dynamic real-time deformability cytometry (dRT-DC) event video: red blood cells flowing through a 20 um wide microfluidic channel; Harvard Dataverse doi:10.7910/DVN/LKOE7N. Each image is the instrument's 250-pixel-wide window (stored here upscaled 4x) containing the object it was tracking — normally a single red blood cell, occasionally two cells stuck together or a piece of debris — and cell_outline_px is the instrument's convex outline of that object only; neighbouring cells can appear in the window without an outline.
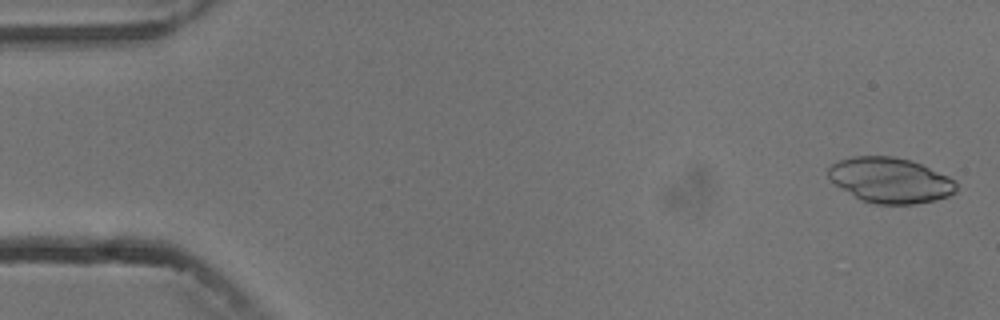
{"species": "common noctule bat (a hibernating species)", "species_latin": "Nyctalus noctula", "temperature_condition": "cold", "stored_images_in_passage": 6, "camera_frame_rate_fps": 3000, "um_per_image_px": 0.085, "animal": {"sex": "male", "body_mass_g": 13.3}, "frame": {"image": 1, "passage_image": 6, "time_ms": 7.0, "image_size_px": [1000, 320], "cell_outline_px": [[956, 192], [948, 196], [936, 200], [916, 204], [876, 204], [860, 200], [836, 184], [828, 176], [828, 168], [832, 164], [840, 160], [852, 156], [892, 156], [908, 160], [920, 164], [948, 176], [956, 184]], "centroid_in_image_um": [75.66, 15.33], "position_along_channel_um": 9.3, "area_um2": 33.52}}